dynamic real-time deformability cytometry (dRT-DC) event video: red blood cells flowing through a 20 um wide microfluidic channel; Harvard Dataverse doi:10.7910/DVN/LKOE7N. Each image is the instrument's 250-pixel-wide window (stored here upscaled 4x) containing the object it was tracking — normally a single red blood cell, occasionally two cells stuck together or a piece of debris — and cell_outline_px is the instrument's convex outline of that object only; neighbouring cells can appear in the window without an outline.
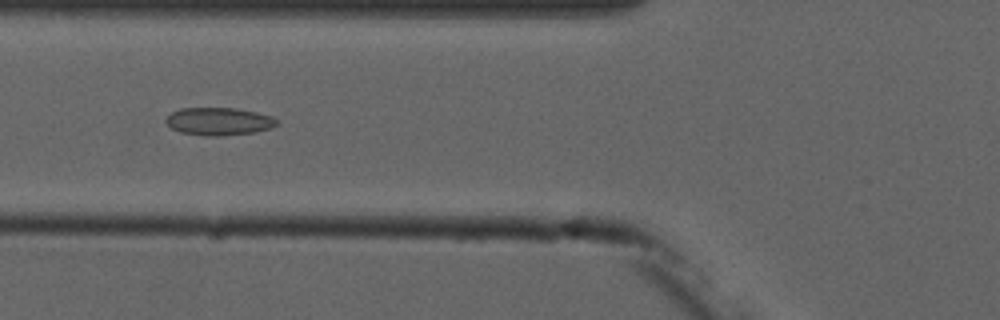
{"species": "common noctule bat (a hibernating species)", "species_latin": "Nyctalus noctula", "temperature_condition": "cold", "stored_images_in_passage": 6, "camera_frame_rate_fps": 3000, "um_per_image_px": 0.085, "animal": {"sex": "male", "forearm_length_mm": 52.5}, "frame": {"image": 1, "passage_image": 6, "time_ms": 6.0, "image_size_px": [1000, 320], "cell_outline_px": [[276, 124], [272, 128], [256, 132], [220, 136], [204, 136], [180, 132], [172, 128], [164, 120], [172, 112], [180, 108], [236, 108], [256, 112], [272, 116], [276, 120]], "centroid_in_image_um": [18.6, 10.32], "position_along_channel_um": 107.2, "area_um2": 17.92}}